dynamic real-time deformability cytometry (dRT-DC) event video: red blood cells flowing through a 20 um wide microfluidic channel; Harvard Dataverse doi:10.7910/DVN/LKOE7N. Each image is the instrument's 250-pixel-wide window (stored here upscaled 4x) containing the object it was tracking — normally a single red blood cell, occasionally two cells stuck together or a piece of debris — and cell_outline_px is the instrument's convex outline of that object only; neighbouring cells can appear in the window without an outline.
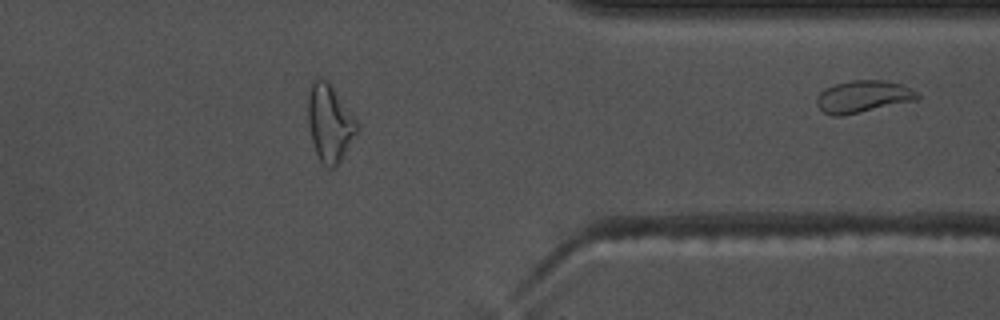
{"species": "common noctule bat (a hibernating species)", "species_latin": "Nyctalus noctula", "temperature_condition": "warm", "stored_images_in_passage": 43, "segment_of_instrument_passage": [2, 2], "camera_frame_rate_fps": 3000, "um_per_image_px": 0.085, "animal": {"sex": "male", "body_mass_g": 17.5, "forearm_length_mm": 52.3}, "frame": {"image": 1, "passage_image": 43, "time_ms": 14.0, "image_size_px": [1000, 320], "cell_outline_px": [[920, 100], [844, 116], [832, 116], [824, 112], [816, 104], [816, 96], [824, 88], [832, 84], [852, 80], [884, 80], [900, 84], [916, 92], [920, 96]], "centroid_in_image_um": [73.34, 8.22], "position_along_channel_um": 338.1, "area_um2": 19.19}}